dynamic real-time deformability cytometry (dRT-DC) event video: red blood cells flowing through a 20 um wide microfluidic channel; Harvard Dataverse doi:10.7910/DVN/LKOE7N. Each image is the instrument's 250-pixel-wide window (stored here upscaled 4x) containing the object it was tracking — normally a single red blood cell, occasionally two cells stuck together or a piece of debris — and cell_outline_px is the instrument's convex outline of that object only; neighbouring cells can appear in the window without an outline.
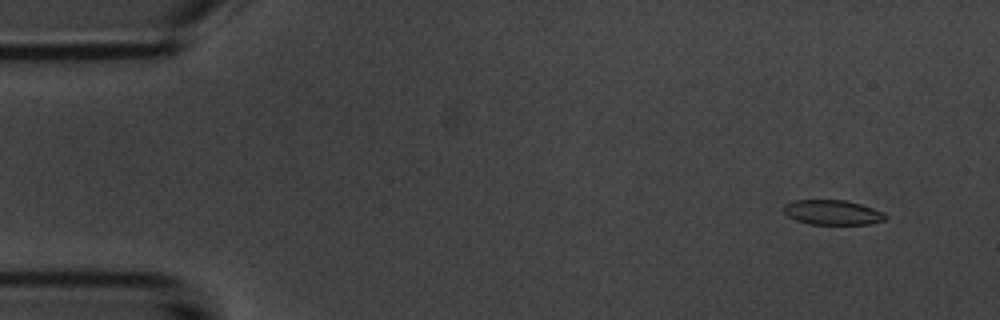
{"species": "common noctule bat (a hibernating species)", "species_latin": "Nyctalus noctula", "temperature_condition": "room temperature", "stored_images_in_passage": 53, "camera_frame_rate_fps": 3000, "um_per_image_px": 0.085, "animal": {"sex": "male", "body_mass_g": 20.1, "forearm_length_mm": 53.5}, "frame": {"image": 1, "passage_image": 3, "time_ms": 0.667, "image_size_px": [1000, 320], "cell_outline_px": [[888, 220], [868, 224], [808, 224], [796, 220], [788, 216], [784, 212], [784, 204], [792, 200], [844, 200], [860, 204], [884, 212], [888, 216]], "centroid_in_image_um": [70.78, 18.06], "position_along_channel_um": 14.2, "area_um2": 14.8}}
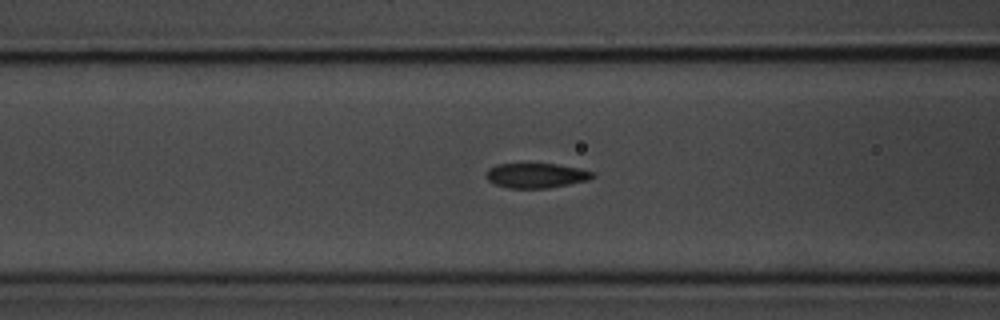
{"frame": {"image": 2, "passage_image": 20, "time_ms": 6.333, "image_size_px": [1000, 320], "cell_outline_px": [[596, 176], [588, 180], [548, 188], [508, 188], [496, 184], [488, 180], [484, 176], [484, 172], [488, 168], [496, 164], [556, 164], [580, 168], [596, 172]], "centroid_in_image_um": [45.57, 14.91], "position_along_channel_um": 121.0, "area_um2": 15.55}}
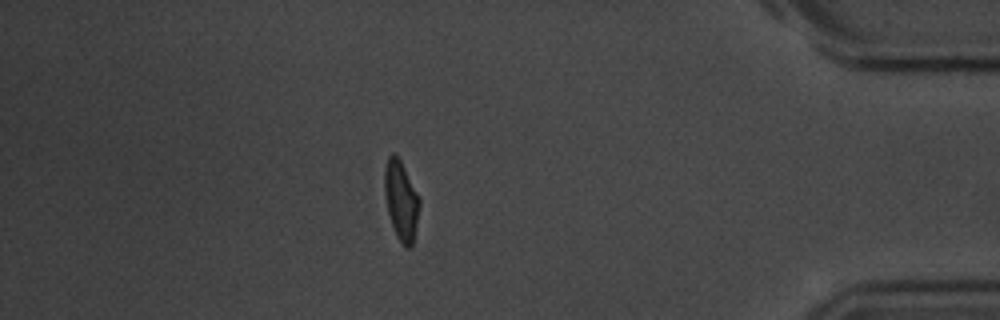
{"frame": {"image": 3, "passage_image": 46, "time_ms": 15.0, "image_size_px": [1000, 320], "cell_outline_px": [[420, 204], [412, 244], [408, 248], [404, 248], [396, 236], [388, 212], [384, 192], [384, 168], [388, 156], [392, 152], [400, 160], [420, 196]], "centroid_in_image_um": [34.08, 17.02], "position_along_channel_um": 401.1, "area_um2": 16.13}, "authors_computed_cell_mechanics": {"area_um2": 15.8372, "velocity_mm_per_s": 3.7049, "shape_relaxation_time_tau1_ms": 3.5149, "shape_relaxation_time_tau2_ms": 1.4659, "deformation_change_tau1": 0.1448, "deformation_change_tau2": 0.0417}}